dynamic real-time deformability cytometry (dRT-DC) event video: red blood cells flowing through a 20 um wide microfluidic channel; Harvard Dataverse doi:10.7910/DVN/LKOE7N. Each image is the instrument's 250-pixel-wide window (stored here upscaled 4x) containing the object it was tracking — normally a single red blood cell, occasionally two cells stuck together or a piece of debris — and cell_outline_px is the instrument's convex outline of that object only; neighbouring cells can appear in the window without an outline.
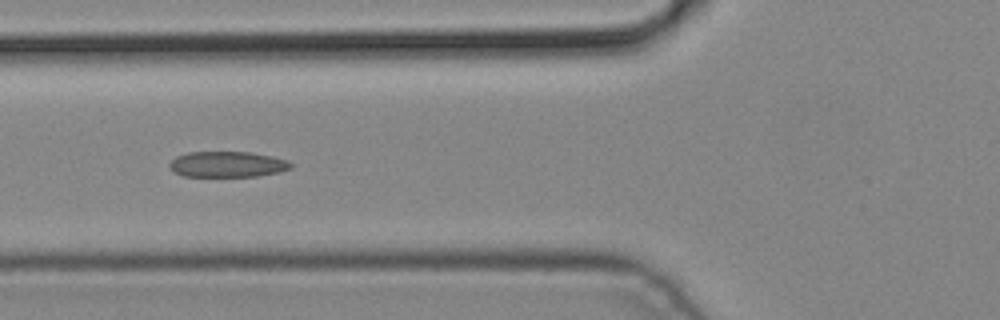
{"species": "common noctule bat (a hibernating species)", "species_latin": "Nyctalus noctula", "temperature_condition": "cold", "stored_images_in_passage": 2, "camera_frame_rate_fps": 3000, "um_per_image_px": 0.085, "animal": {"sex": "male", "body_mass_g": 19.2, "forearm_length_mm": 51.8}, "frame": {"image": 1, "passage_image": 2, "time_ms": 0.333, "image_size_px": [1000, 320], "cell_outline_px": [[292, 168], [280, 172], [256, 176], [184, 176], [172, 172], [168, 164], [176, 156], [188, 152], [248, 152], [272, 156], [288, 160], [292, 164]], "centroid_in_image_um": [19.32, 13.96], "position_along_channel_um": 106.5, "area_um2": 18.26}}